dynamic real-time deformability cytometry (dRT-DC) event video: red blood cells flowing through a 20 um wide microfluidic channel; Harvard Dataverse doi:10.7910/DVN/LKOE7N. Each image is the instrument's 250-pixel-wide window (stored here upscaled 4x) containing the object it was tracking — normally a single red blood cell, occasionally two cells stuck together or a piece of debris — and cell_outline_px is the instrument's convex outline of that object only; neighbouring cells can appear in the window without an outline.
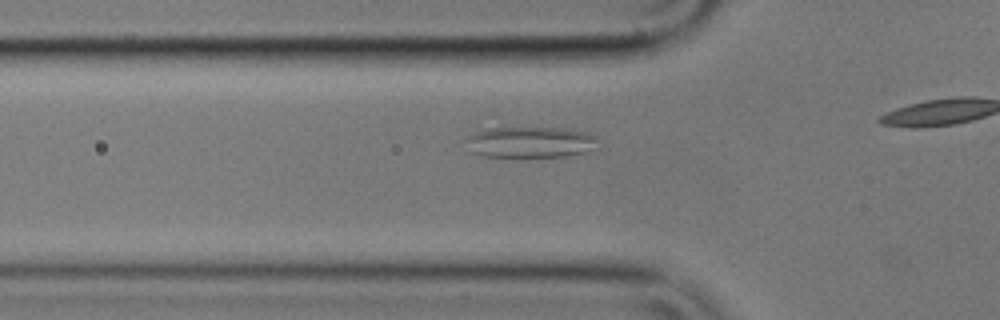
{"species": "common noctule bat (a hibernating species)", "species_latin": "Nyctalus noctula", "temperature_condition": "cold", "stored_images_in_passage": 12, "camera_frame_rate_fps": 3000, "um_per_image_px": 0.085, "animal": {"sex": "male", "body_mass_g": 17.9}, "frame": {"image": 1, "passage_image": 7, "time_ms": 2.0, "image_size_px": [1000, 320], "cell_outline_px": [[600, 148], [588, 152], [564, 156], [480, 156], [472, 152], [464, 140], [468, 136], [476, 132], [492, 128], [572, 128], [592, 132], [600, 140]], "centroid_in_image_um": [45.22, 12.07], "position_along_channel_um": 80.6, "area_um2": 24.33}}